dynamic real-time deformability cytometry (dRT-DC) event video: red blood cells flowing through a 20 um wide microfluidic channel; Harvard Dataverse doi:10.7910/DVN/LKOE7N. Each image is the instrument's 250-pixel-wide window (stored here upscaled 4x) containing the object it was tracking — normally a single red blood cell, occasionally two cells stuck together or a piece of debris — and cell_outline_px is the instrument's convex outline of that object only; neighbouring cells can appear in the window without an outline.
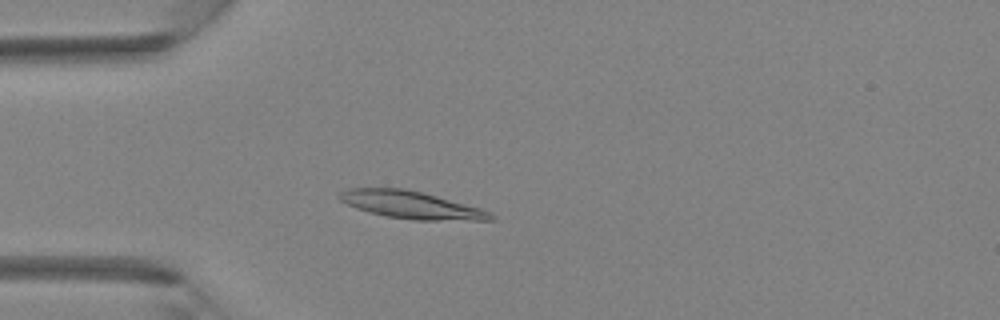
{"species": "Egyptian fruit bat (a non-hibernating species)", "species_latin": "Rousettus aegyptiacus", "temperature_condition": "room temperature", "stored_images_in_passage": 41, "camera_frame_rate_fps": 3000, "um_per_image_px": 0.085, "animal": {"sex": "female"}, "frame": {"image": 1, "passage_image": 11, "time_ms": 3.333, "image_size_px": [1000, 320], "cell_outline_px": [[496, 220], [412, 220], [388, 216], [356, 208], [340, 200], [336, 196], [340, 192], [348, 188], [404, 188], [436, 196], [480, 208], [492, 212], [496, 216]], "centroid_in_image_um": [34.97, 17.42], "position_along_channel_um": 50.0, "area_um2": 23.99}}
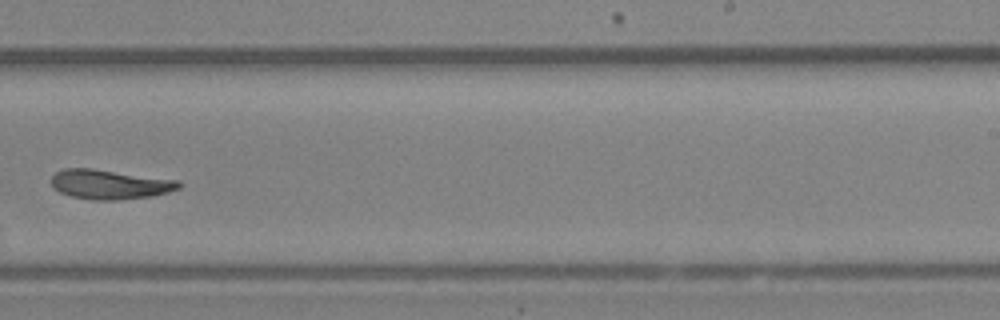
{"frame": {"image": 2, "passage_image": 26, "time_ms": 8.333, "image_size_px": [1000, 320], "cell_outline_px": [[184, 184], [180, 188], [168, 192], [152, 196], [116, 200], [92, 200], [72, 196], [60, 192], [52, 188], [52, 176], [56, 172], [64, 168], [92, 168], [180, 180]], "centroid_in_image_um": [9.36, 15.66], "position_along_channel_um": 279.6, "area_um2": 22.14}}
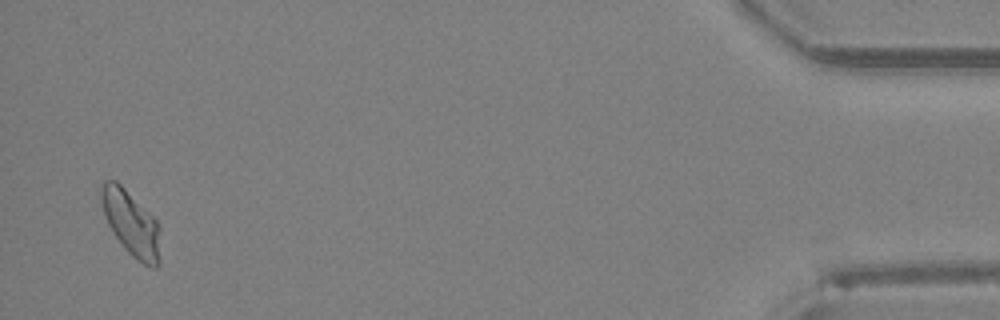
{"frame": {"image": 3, "passage_image": 40, "time_ms": 13.0, "image_size_px": [1000, 320], "cell_outline_px": [[160, 264], [156, 268], [152, 268], [144, 264], [132, 256], [124, 248], [108, 224], [100, 200], [100, 184], [104, 180], [116, 180], [160, 224]], "centroid_in_image_um": [11.16, 19.0], "position_along_channel_um": 424.0, "area_um2": 22.37}}